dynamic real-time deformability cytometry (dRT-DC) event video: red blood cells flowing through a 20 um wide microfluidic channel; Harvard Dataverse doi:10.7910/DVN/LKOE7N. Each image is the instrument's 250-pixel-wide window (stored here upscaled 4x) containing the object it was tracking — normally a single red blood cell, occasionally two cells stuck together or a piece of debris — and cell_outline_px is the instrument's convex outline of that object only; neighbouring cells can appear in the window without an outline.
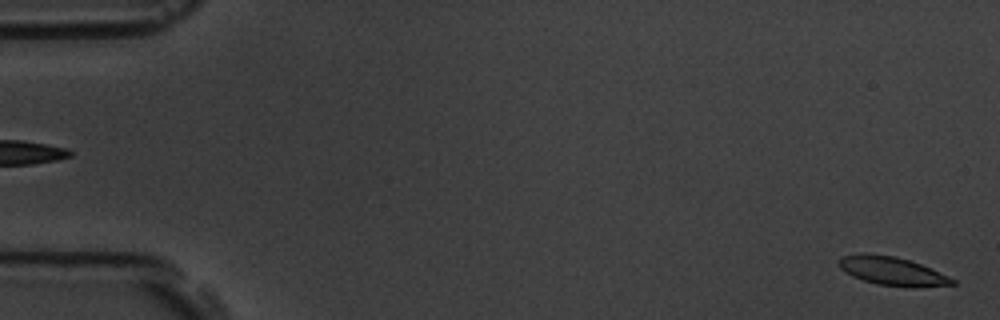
{"species": "common noctule bat (a hibernating species)", "species_latin": "Nyctalus noctula", "temperature_condition": "room temperature", "stored_images_in_passage": 5, "segment_of_instrument_passage": [2, 2], "camera_frame_rate_fps": 3000, "um_per_image_px": 0.085, "animal": {"sex": "male", "body_mass_g": 19.5, "forearm_length_mm": 54.6}, "frame": {"image": 1, "passage_image": 5, "time_ms": 5.333, "image_size_px": [1000, 320], "cell_outline_px": [[956, 284], [916, 288], [912, 288], [876, 284], [852, 276], [844, 272], [840, 268], [840, 256], [860, 252], [864, 252], [896, 256], [932, 268], [956, 280]], "centroid_in_image_um": [75.84, 23.04], "position_along_channel_um": 9.2, "area_um2": 19.19}}